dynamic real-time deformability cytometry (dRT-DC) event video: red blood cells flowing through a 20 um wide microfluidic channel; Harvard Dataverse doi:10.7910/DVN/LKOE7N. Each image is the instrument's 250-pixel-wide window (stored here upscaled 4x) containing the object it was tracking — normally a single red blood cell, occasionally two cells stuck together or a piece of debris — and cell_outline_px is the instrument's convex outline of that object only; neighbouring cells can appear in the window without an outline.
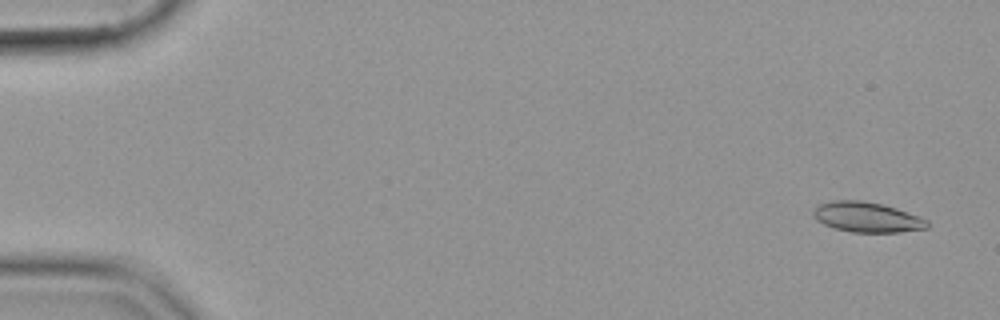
{"species": "common noctule bat (a hibernating species)", "species_latin": "Nyctalus noctula", "temperature_condition": "cold", "stored_images_in_passage": 55, "camera_frame_rate_fps": 3000, "um_per_image_px": 0.085, "animal": {"sex": "female", "body_mass_g": 19.9}, "frame": {"image": 1, "passage_image": 3, "time_ms": 0.667, "image_size_px": [1000, 320], "cell_outline_px": [[928, 228], [900, 232], [852, 232], [832, 228], [816, 220], [812, 216], [812, 212], [820, 204], [832, 200], [860, 200], [880, 204], [896, 208], [920, 216], [928, 220]], "centroid_in_image_um": [73.68, 18.46], "position_along_channel_um": 11.3, "area_um2": 20.06}}
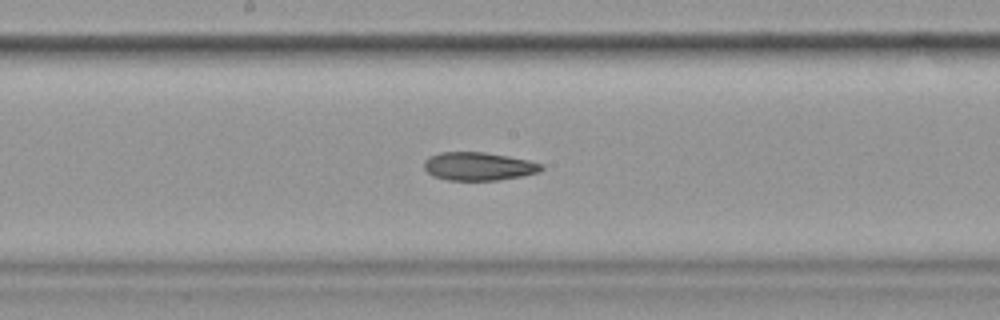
{"frame": {"image": 2, "passage_image": 30, "time_ms": 9.667, "image_size_px": [1000, 320], "cell_outline_px": [[544, 168], [540, 172], [520, 176], [496, 180], [448, 180], [432, 176], [424, 168], [424, 160], [440, 152], [484, 152], [508, 156], [528, 160], [544, 164]], "centroid_in_image_um": [40.69, 14.13], "position_along_channel_um": 207.5, "area_um2": 19.25}}
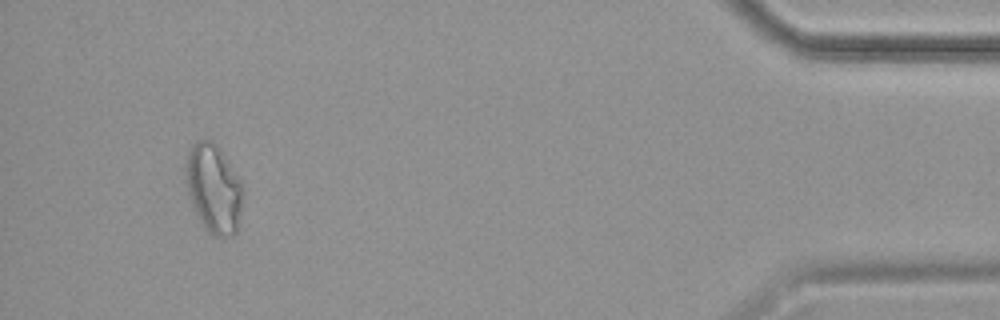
{"frame": {"image": 3, "passage_image": 52, "time_ms": 17.0, "image_size_px": [1000, 320], "cell_outline_px": [[240, 216], [236, 232], [232, 236], [216, 236], [208, 232], [204, 228], [188, 196], [184, 168], [184, 164], [188, 152], [192, 144], [196, 140], [212, 140], [216, 144], [240, 180]], "centroid_in_image_um": [18.1, 16.01], "position_along_channel_um": 417.1, "area_um2": 29.13}}